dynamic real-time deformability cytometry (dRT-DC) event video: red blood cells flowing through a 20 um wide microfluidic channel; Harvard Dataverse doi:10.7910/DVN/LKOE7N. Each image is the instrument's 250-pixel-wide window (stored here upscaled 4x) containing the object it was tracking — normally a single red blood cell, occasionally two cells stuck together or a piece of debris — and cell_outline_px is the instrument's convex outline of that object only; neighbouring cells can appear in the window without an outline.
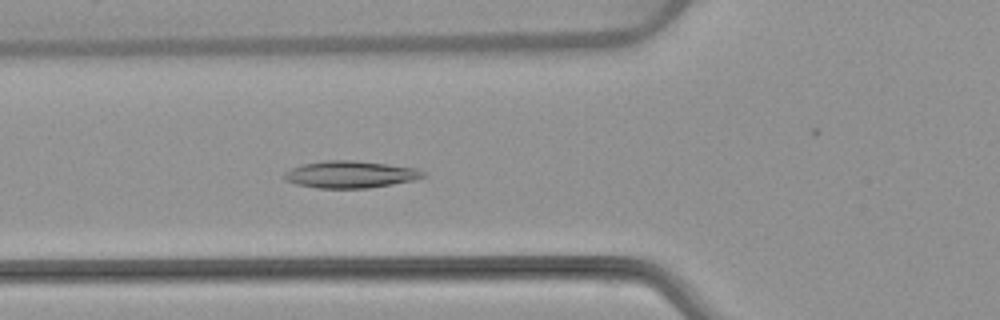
{"species": "common noctule bat (a hibernating species)", "species_latin": "Nyctalus noctula", "temperature_condition": "warm", "stored_images_in_passage": 54, "camera_frame_rate_fps": 3000, "um_per_image_px": 0.085, "animal": {"sex": "female", "body_mass_g": 22.7, "forearm_length_mm": 54.2}, "frame": {"image": 1, "passage_image": 20, "time_ms": 6.333, "image_size_px": [1000, 320], "cell_outline_px": [[428, 176], [416, 180], [368, 188], [316, 188], [296, 184], [284, 180], [284, 172], [292, 168], [304, 164], [324, 160], [356, 160], [420, 168]], "centroid_in_image_um": [29.83, 14.82], "position_along_channel_um": 96.0, "area_um2": 22.14}}
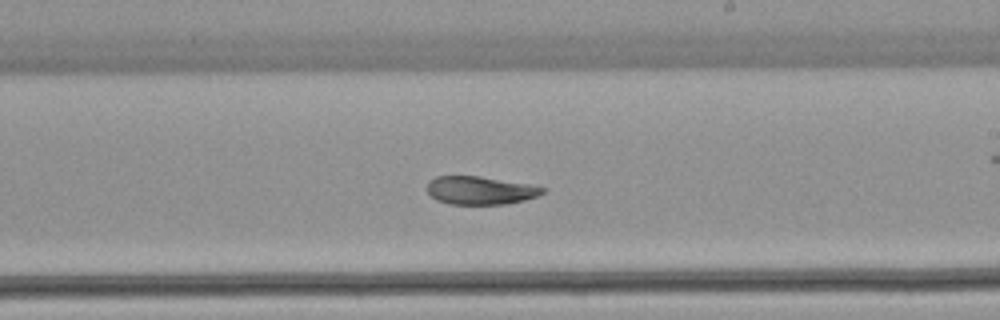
{"frame": {"image": 2, "passage_image": 32, "time_ms": 10.333, "image_size_px": [1000, 320], "cell_outline_px": [[544, 192], [536, 196], [524, 200], [504, 204], [448, 204], [436, 200], [424, 188], [428, 180], [436, 176], [480, 176], [528, 184], [544, 188]], "centroid_in_image_um": [40.73, 16.18], "position_along_channel_um": 248.3, "area_um2": 18.96}}
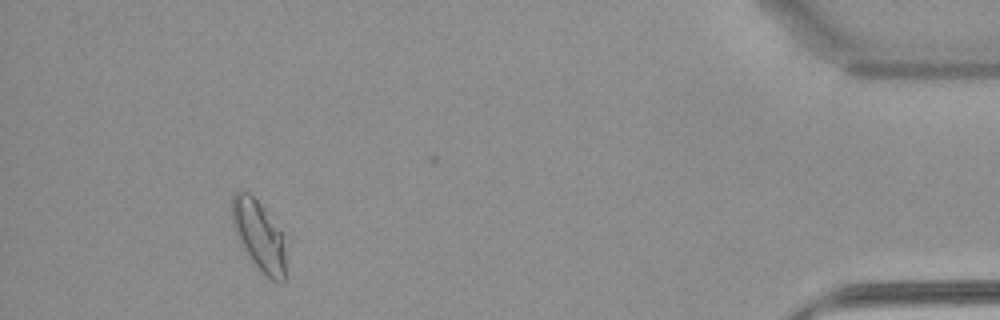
{"frame": {"image": 3, "passage_image": 50, "time_ms": 16.333, "image_size_px": [1000, 320], "cell_outline_px": [[288, 248], [284, 280], [272, 280], [264, 276], [240, 244], [236, 236], [232, 224], [232, 196], [240, 188], [248, 192], [264, 208], [284, 232]], "centroid_in_image_um": [22.06, 20.02], "position_along_channel_um": 413.1, "area_um2": 22.72}, "authors_computed_cell_mechanics": {"area_um2": 21.964, "velocity_mm_per_s": 3.8068, "shape_relaxation_time_tau1_ms": null, "shape_relaxation_time_tau2_ms": 5.5066, "deformation_change_tau1": null, "deformation_change_tau2": 0.0991}}